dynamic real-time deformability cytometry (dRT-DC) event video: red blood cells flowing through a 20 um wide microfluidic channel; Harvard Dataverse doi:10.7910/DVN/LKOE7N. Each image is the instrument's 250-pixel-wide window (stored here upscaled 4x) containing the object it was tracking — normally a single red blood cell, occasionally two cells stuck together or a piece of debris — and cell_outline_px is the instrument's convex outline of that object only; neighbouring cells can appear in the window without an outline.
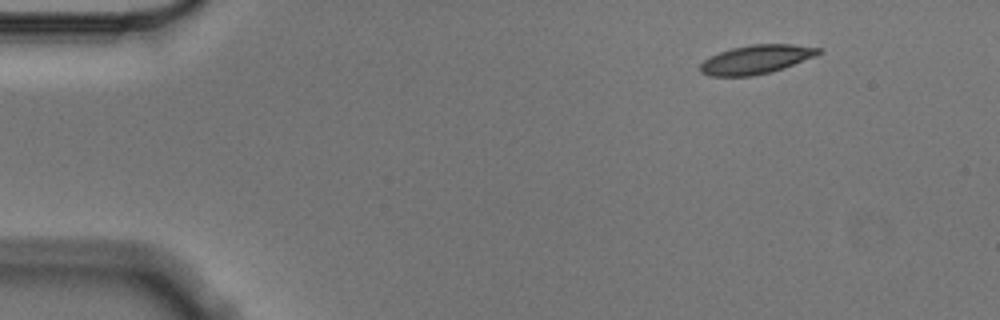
{"species": "Egyptian fruit bat (a non-hibernating species)", "species_latin": "Rousettus aegyptiacus", "temperature_condition": "cold", "stored_images_in_passage": 4, "camera_frame_rate_fps": 3000, "um_per_image_px": 0.085, "animal": {"sex": "male"}, "frame": {"image": 1, "passage_image": 1, "time_ms": 0.0, "image_size_px": [1000, 320], "cell_outline_px": [[824, 52], [816, 56], [784, 68], [752, 76], [708, 76], [700, 72], [700, 64], [704, 60], [720, 52], [732, 48], [752, 44], [792, 44], [824, 48]], "centroid_in_image_um": [64.33, 5.04], "position_along_channel_um": 20.7, "area_um2": 19.94}}
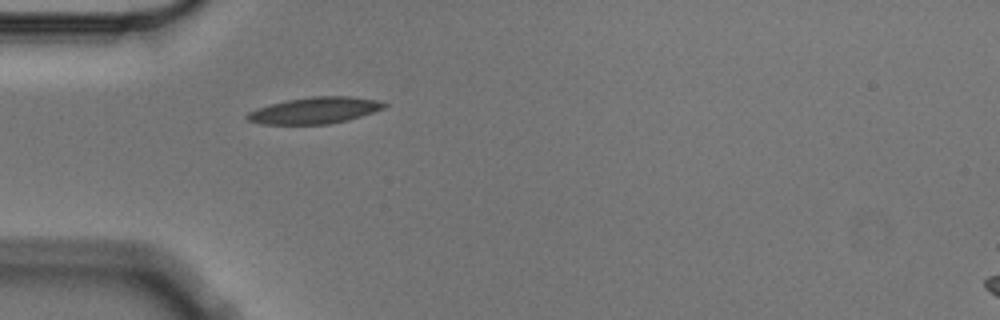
{"frame": {"image": 2, "passage_image": 4, "time_ms": 1.0, "image_size_px": [1000, 320], "cell_outline_px": [[388, 104], [384, 108], [348, 120], [328, 124], [260, 124], [248, 120], [244, 116], [248, 112], [256, 108], [288, 100], [312, 96], [348, 96], [376, 100]], "centroid_in_image_um": [26.72, 9.39], "position_along_channel_um": 58.3, "area_um2": 20.92}}